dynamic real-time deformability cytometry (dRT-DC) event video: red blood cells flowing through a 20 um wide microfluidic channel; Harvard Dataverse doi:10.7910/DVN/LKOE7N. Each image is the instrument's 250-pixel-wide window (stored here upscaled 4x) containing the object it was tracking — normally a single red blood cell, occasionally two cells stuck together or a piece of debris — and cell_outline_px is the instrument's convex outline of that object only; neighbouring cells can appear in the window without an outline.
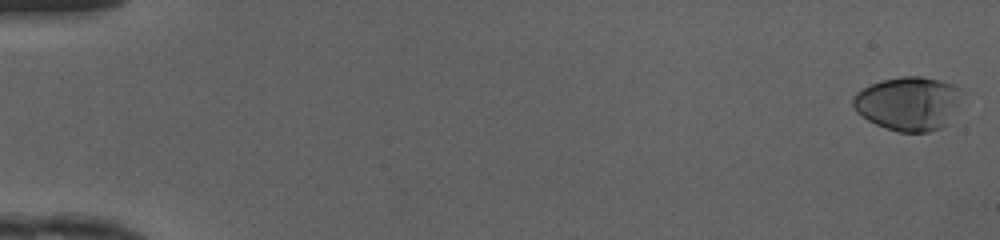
{"species": "human", "species_latin": "Homo sapiens", "temperature_condition": "cold", "stored_images_in_passage": 50, "camera_frame_rate_fps": 3000, "um_per_image_px": 0.085, "donor": {"sex": "female"}, "frame": {"image": 1, "passage_image": 1, "time_ms": 0.0, "image_size_px": [1000, 240], "cell_outline_px": [[964, 92], [948, 124], [940, 128], [928, 132], [900, 132], [876, 124], [868, 120], [856, 112], [852, 104], [852, 96], [856, 92], [880, 80], [904, 76], [920, 76], [940, 80], [956, 84], [964, 88]], "centroid_in_image_um": [77.25, 8.78], "position_along_channel_um": 7.8, "area_um2": 34.51}}
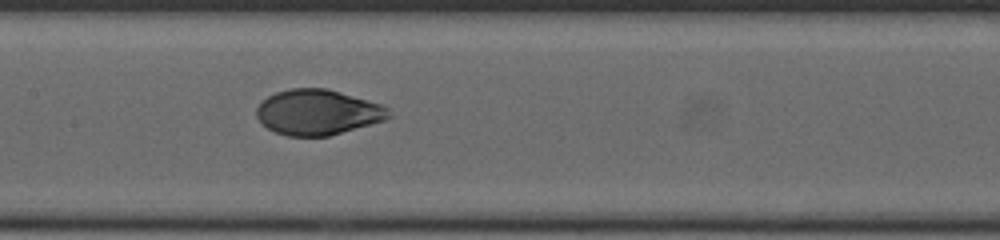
{"frame": {"image": 2, "passage_image": 26, "time_ms": 8.333, "image_size_px": [1000, 240], "cell_outline_px": [[392, 116], [384, 120], [328, 136], [288, 136], [276, 132], [260, 124], [256, 116], [256, 108], [268, 96], [276, 92], [292, 88], [328, 88], [384, 104], [388, 108]], "centroid_in_image_um": [27.01, 9.53], "position_along_channel_um": 180.4, "area_um2": 35.08}}
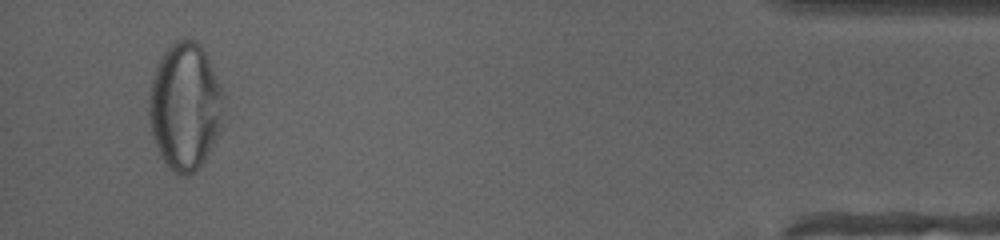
{"frame": {"image": 3, "passage_image": 48, "time_ms": 15.667, "image_size_px": [1000, 240], "cell_outline_px": [[220, 124], [216, 136], [204, 160], [188, 176], [180, 176], [168, 168], [152, 136], [148, 116], [148, 96], [152, 76], [156, 64], [164, 52], [176, 40], [184, 36], [196, 40], [204, 48], [208, 56], [220, 88]], "centroid_in_image_um": [15.65, 8.99], "position_along_channel_um": 419.5, "area_um2": 54.68}, "authors_computed_cell_mechanics": {"area_um2": 35.3736, "velocity_mm_per_s": 4.1703, "shape_relaxation_time_tau1_ms": 3.0779, "shape_relaxation_time_tau2_ms": 0.6706, "deformation_change_tau1": 0.1837, "deformation_change_tau2": 0.0378}}